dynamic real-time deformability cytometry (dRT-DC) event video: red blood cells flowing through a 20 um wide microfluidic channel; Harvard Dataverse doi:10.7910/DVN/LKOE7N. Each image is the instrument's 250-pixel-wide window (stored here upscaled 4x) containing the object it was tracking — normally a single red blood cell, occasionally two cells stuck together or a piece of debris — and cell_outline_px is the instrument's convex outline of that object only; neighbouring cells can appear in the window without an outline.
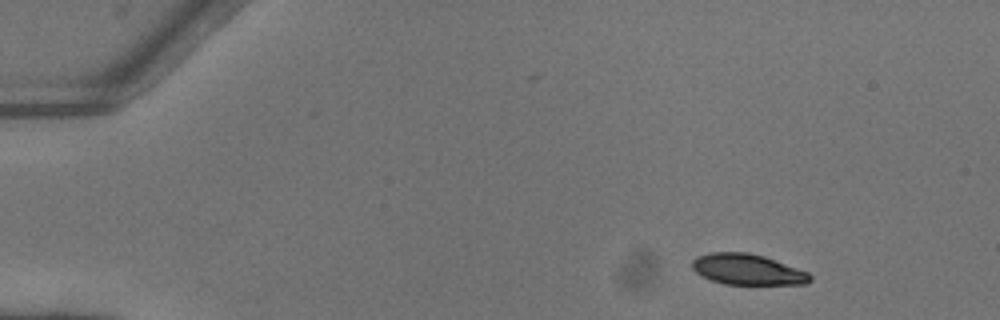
{"species": "common noctule bat (a hibernating species)", "species_latin": "Nyctalus noctula", "temperature_condition": "warm", "stored_images_in_passage": 45, "camera_frame_rate_fps": 3000, "um_per_image_px": 0.085, "animal": {"sex": "female"}, "frame": {"image": 1, "passage_image": 1, "time_ms": 0.0, "image_size_px": [1000, 320], "cell_outline_px": [[812, 280], [804, 284], [724, 284], [712, 280], [696, 272], [692, 268], [692, 260], [696, 256], [712, 252], [748, 252], [764, 256], [808, 272], [812, 276]], "centroid_in_image_um": [63.53, 22.89], "position_along_channel_um": 21.5, "area_um2": 21.04}}
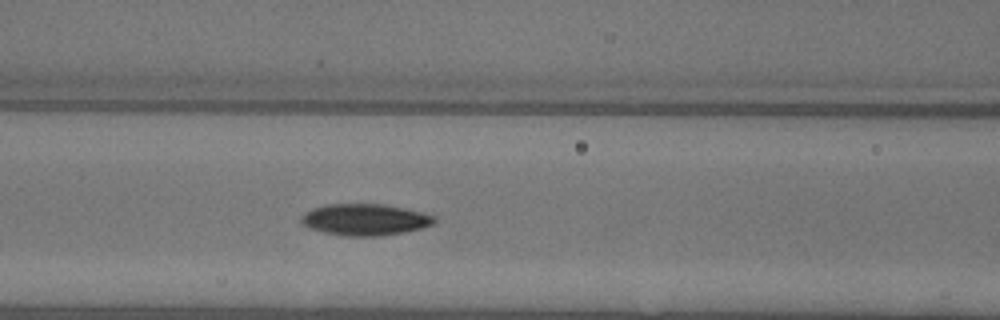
{"frame": {"image": 2, "passage_image": 17, "time_ms": 5.333, "image_size_px": [1000, 320], "cell_outline_px": [[436, 220], [432, 224], [420, 228], [404, 232], [380, 236], [348, 236], [324, 232], [312, 228], [304, 224], [300, 220], [300, 216], [304, 212], [312, 208], [324, 204], [384, 204], [404, 208], [436, 216]], "centroid_in_image_um": [31.01, 18.66], "position_along_channel_um": 135.6, "area_um2": 24.33}}
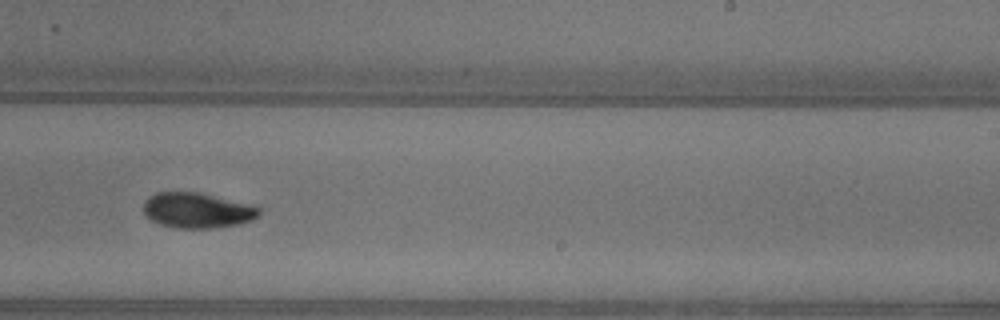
{"frame": {"image": 3, "passage_image": 27, "time_ms": 8.667, "image_size_px": [1000, 320], "cell_outline_px": [[260, 212], [252, 220], [240, 224], [212, 228], [172, 228], [160, 224], [144, 216], [144, 200], [148, 196], [156, 192], [196, 192], [252, 204], [260, 208]], "centroid_in_image_um": [16.73, 17.88], "position_along_channel_um": 272.3, "area_um2": 23.93}, "authors_computed_cell_mechanics": {"area_um2": 23.1778, "velocity_mm_per_s": 4.1034, "shape_relaxation_time_tau1_ms": 3.2991, "shape_relaxation_time_tau2_ms": 4.4594, "deformation_change_tau1": 0.1422, "deformation_change_tau2": 0.0914}}